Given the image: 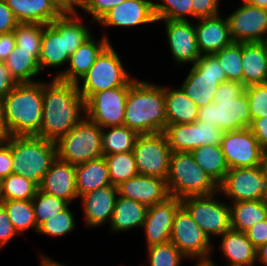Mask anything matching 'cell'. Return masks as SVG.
I'll return each instance as SVG.
<instances>
[{"label": "cell", "mask_w": 267, "mask_h": 266, "mask_svg": "<svg viewBox=\"0 0 267 266\" xmlns=\"http://www.w3.org/2000/svg\"><path fill=\"white\" fill-rule=\"evenodd\" d=\"M9 137V133L5 127L3 120V104L2 99H0V141H5Z\"/></svg>", "instance_id": "obj_58"}, {"label": "cell", "mask_w": 267, "mask_h": 266, "mask_svg": "<svg viewBox=\"0 0 267 266\" xmlns=\"http://www.w3.org/2000/svg\"><path fill=\"white\" fill-rule=\"evenodd\" d=\"M62 10V0H51Z\"/></svg>", "instance_id": "obj_64"}, {"label": "cell", "mask_w": 267, "mask_h": 266, "mask_svg": "<svg viewBox=\"0 0 267 266\" xmlns=\"http://www.w3.org/2000/svg\"><path fill=\"white\" fill-rule=\"evenodd\" d=\"M39 190L72 203L78 198L75 166L57 157L42 178Z\"/></svg>", "instance_id": "obj_25"}, {"label": "cell", "mask_w": 267, "mask_h": 266, "mask_svg": "<svg viewBox=\"0 0 267 266\" xmlns=\"http://www.w3.org/2000/svg\"><path fill=\"white\" fill-rule=\"evenodd\" d=\"M219 0H192L193 18L212 17L219 13Z\"/></svg>", "instance_id": "obj_49"}, {"label": "cell", "mask_w": 267, "mask_h": 266, "mask_svg": "<svg viewBox=\"0 0 267 266\" xmlns=\"http://www.w3.org/2000/svg\"><path fill=\"white\" fill-rule=\"evenodd\" d=\"M111 42L97 56L95 63L77 83V88L86 102L94 93L129 86L130 77ZM81 83V84H80Z\"/></svg>", "instance_id": "obj_8"}, {"label": "cell", "mask_w": 267, "mask_h": 266, "mask_svg": "<svg viewBox=\"0 0 267 266\" xmlns=\"http://www.w3.org/2000/svg\"><path fill=\"white\" fill-rule=\"evenodd\" d=\"M102 128L86 116L56 142L57 157L74 166L103 157Z\"/></svg>", "instance_id": "obj_9"}, {"label": "cell", "mask_w": 267, "mask_h": 266, "mask_svg": "<svg viewBox=\"0 0 267 266\" xmlns=\"http://www.w3.org/2000/svg\"><path fill=\"white\" fill-rule=\"evenodd\" d=\"M75 180L78 198L88 192L111 185L104 156L75 166Z\"/></svg>", "instance_id": "obj_30"}, {"label": "cell", "mask_w": 267, "mask_h": 266, "mask_svg": "<svg viewBox=\"0 0 267 266\" xmlns=\"http://www.w3.org/2000/svg\"><path fill=\"white\" fill-rule=\"evenodd\" d=\"M85 2L86 0H62V11L64 13L78 12L76 8H82Z\"/></svg>", "instance_id": "obj_57"}, {"label": "cell", "mask_w": 267, "mask_h": 266, "mask_svg": "<svg viewBox=\"0 0 267 266\" xmlns=\"http://www.w3.org/2000/svg\"><path fill=\"white\" fill-rule=\"evenodd\" d=\"M147 249L149 266H180L186 258L171 241Z\"/></svg>", "instance_id": "obj_44"}, {"label": "cell", "mask_w": 267, "mask_h": 266, "mask_svg": "<svg viewBox=\"0 0 267 266\" xmlns=\"http://www.w3.org/2000/svg\"><path fill=\"white\" fill-rule=\"evenodd\" d=\"M262 201L267 205V176L265 179V187H264V193H263Z\"/></svg>", "instance_id": "obj_63"}, {"label": "cell", "mask_w": 267, "mask_h": 266, "mask_svg": "<svg viewBox=\"0 0 267 266\" xmlns=\"http://www.w3.org/2000/svg\"><path fill=\"white\" fill-rule=\"evenodd\" d=\"M104 158L108 166L111 185L113 186H119L139 174L132 151L104 155Z\"/></svg>", "instance_id": "obj_38"}, {"label": "cell", "mask_w": 267, "mask_h": 266, "mask_svg": "<svg viewBox=\"0 0 267 266\" xmlns=\"http://www.w3.org/2000/svg\"><path fill=\"white\" fill-rule=\"evenodd\" d=\"M266 176V161L259 166L229 169L218 185V193L231 202L262 200Z\"/></svg>", "instance_id": "obj_14"}, {"label": "cell", "mask_w": 267, "mask_h": 266, "mask_svg": "<svg viewBox=\"0 0 267 266\" xmlns=\"http://www.w3.org/2000/svg\"><path fill=\"white\" fill-rule=\"evenodd\" d=\"M213 55L223 68L227 81L243 84L242 43L233 42Z\"/></svg>", "instance_id": "obj_40"}, {"label": "cell", "mask_w": 267, "mask_h": 266, "mask_svg": "<svg viewBox=\"0 0 267 266\" xmlns=\"http://www.w3.org/2000/svg\"><path fill=\"white\" fill-rule=\"evenodd\" d=\"M13 173L20 174L38 187L57 158L56 143L37 136H9Z\"/></svg>", "instance_id": "obj_6"}, {"label": "cell", "mask_w": 267, "mask_h": 266, "mask_svg": "<svg viewBox=\"0 0 267 266\" xmlns=\"http://www.w3.org/2000/svg\"><path fill=\"white\" fill-rule=\"evenodd\" d=\"M198 21L195 24V33L201 55H212L233 43L227 18L218 14L200 18Z\"/></svg>", "instance_id": "obj_22"}, {"label": "cell", "mask_w": 267, "mask_h": 266, "mask_svg": "<svg viewBox=\"0 0 267 266\" xmlns=\"http://www.w3.org/2000/svg\"><path fill=\"white\" fill-rule=\"evenodd\" d=\"M241 60L245 87L267 83V42L242 43Z\"/></svg>", "instance_id": "obj_28"}, {"label": "cell", "mask_w": 267, "mask_h": 266, "mask_svg": "<svg viewBox=\"0 0 267 266\" xmlns=\"http://www.w3.org/2000/svg\"><path fill=\"white\" fill-rule=\"evenodd\" d=\"M164 133L172 152H191L199 147L198 122L167 125Z\"/></svg>", "instance_id": "obj_36"}, {"label": "cell", "mask_w": 267, "mask_h": 266, "mask_svg": "<svg viewBox=\"0 0 267 266\" xmlns=\"http://www.w3.org/2000/svg\"><path fill=\"white\" fill-rule=\"evenodd\" d=\"M1 204L18 234L30 228L38 231L32 200H3Z\"/></svg>", "instance_id": "obj_37"}, {"label": "cell", "mask_w": 267, "mask_h": 266, "mask_svg": "<svg viewBox=\"0 0 267 266\" xmlns=\"http://www.w3.org/2000/svg\"><path fill=\"white\" fill-rule=\"evenodd\" d=\"M152 0H125L98 21L103 27H134L156 23Z\"/></svg>", "instance_id": "obj_20"}, {"label": "cell", "mask_w": 267, "mask_h": 266, "mask_svg": "<svg viewBox=\"0 0 267 266\" xmlns=\"http://www.w3.org/2000/svg\"><path fill=\"white\" fill-rule=\"evenodd\" d=\"M148 208V206L133 199L118 195L109 223L111 232H123L136 227L142 228Z\"/></svg>", "instance_id": "obj_29"}, {"label": "cell", "mask_w": 267, "mask_h": 266, "mask_svg": "<svg viewBox=\"0 0 267 266\" xmlns=\"http://www.w3.org/2000/svg\"><path fill=\"white\" fill-rule=\"evenodd\" d=\"M198 122L199 147L203 145H220L224 131L215 125Z\"/></svg>", "instance_id": "obj_48"}, {"label": "cell", "mask_w": 267, "mask_h": 266, "mask_svg": "<svg viewBox=\"0 0 267 266\" xmlns=\"http://www.w3.org/2000/svg\"><path fill=\"white\" fill-rule=\"evenodd\" d=\"M85 117V101L77 84L57 78L43 81V115L37 137L57 142Z\"/></svg>", "instance_id": "obj_1"}, {"label": "cell", "mask_w": 267, "mask_h": 266, "mask_svg": "<svg viewBox=\"0 0 267 266\" xmlns=\"http://www.w3.org/2000/svg\"><path fill=\"white\" fill-rule=\"evenodd\" d=\"M219 250L231 265L254 266L257 261L256 248L248 240L246 233L230 229L220 236Z\"/></svg>", "instance_id": "obj_27"}, {"label": "cell", "mask_w": 267, "mask_h": 266, "mask_svg": "<svg viewBox=\"0 0 267 266\" xmlns=\"http://www.w3.org/2000/svg\"><path fill=\"white\" fill-rule=\"evenodd\" d=\"M161 1V3H159ZM154 4V14L157 21H189L193 17L192 0H160Z\"/></svg>", "instance_id": "obj_41"}, {"label": "cell", "mask_w": 267, "mask_h": 266, "mask_svg": "<svg viewBox=\"0 0 267 266\" xmlns=\"http://www.w3.org/2000/svg\"><path fill=\"white\" fill-rule=\"evenodd\" d=\"M249 128L255 135L261 149L267 154V118L252 120Z\"/></svg>", "instance_id": "obj_53"}, {"label": "cell", "mask_w": 267, "mask_h": 266, "mask_svg": "<svg viewBox=\"0 0 267 266\" xmlns=\"http://www.w3.org/2000/svg\"><path fill=\"white\" fill-rule=\"evenodd\" d=\"M74 215L69 206L61 212H58L53 217L48 218L38 227V234L60 237L72 232L75 227Z\"/></svg>", "instance_id": "obj_45"}, {"label": "cell", "mask_w": 267, "mask_h": 266, "mask_svg": "<svg viewBox=\"0 0 267 266\" xmlns=\"http://www.w3.org/2000/svg\"><path fill=\"white\" fill-rule=\"evenodd\" d=\"M19 24L5 0H0V34L13 31Z\"/></svg>", "instance_id": "obj_52"}, {"label": "cell", "mask_w": 267, "mask_h": 266, "mask_svg": "<svg viewBox=\"0 0 267 266\" xmlns=\"http://www.w3.org/2000/svg\"><path fill=\"white\" fill-rule=\"evenodd\" d=\"M32 204L37 227L48 220V218L53 217L58 212H61L70 206L67 201L57 198L54 195L44 193L39 189L36 192L35 197L32 199Z\"/></svg>", "instance_id": "obj_42"}, {"label": "cell", "mask_w": 267, "mask_h": 266, "mask_svg": "<svg viewBox=\"0 0 267 266\" xmlns=\"http://www.w3.org/2000/svg\"><path fill=\"white\" fill-rule=\"evenodd\" d=\"M78 12L63 13L51 24L44 25L39 66L41 71L47 67L68 64L69 57L93 34L89 32Z\"/></svg>", "instance_id": "obj_3"}, {"label": "cell", "mask_w": 267, "mask_h": 266, "mask_svg": "<svg viewBox=\"0 0 267 266\" xmlns=\"http://www.w3.org/2000/svg\"><path fill=\"white\" fill-rule=\"evenodd\" d=\"M213 102L199 107L197 120L225 131L249 128L251 116L245 86L238 82L221 83Z\"/></svg>", "instance_id": "obj_5"}, {"label": "cell", "mask_w": 267, "mask_h": 266, "mask_svg": "<svg viewBox=\"0 0 267 266\" xmlns=\"http://www.w3.org/2000/svg\"><path fill=\"white\" fill-rule=\"evenodd\" d=\"M167 125L189 124L197 120L199 107L179 87L165 86Z\"/></svg>", "instance_id": "obj_31"}, {"label": "cell", "mask_w": 267, "mask_h": 266, "mask_svg": "<svg viewBox=\"0 0 267 266\" xmlns=\"http://www.w3.org/2000/svg\"><path fill=\"white\" fill-rule=\"evenodd\" d=\"M249 101L251 121L258 118H267V83L245 87Z\"/></svg>", "instance_id": "obj_46"}, {"label": "cell", "mask_w": 267, "mask_h": 266, "mask_svg": "<svg viewBox=\"0 0 267 266\" xmlns=\"http://www.w3.org/2000/svg\"><path fill=\"white\" fill-rule=\"evenodd\" d=\"M11 148L5 141H0V180L13 173Z\"/></svg>", "instance_id": "obj_54"}, {"label": "cell", "mask_w": 267, "mask_h": 266, "mask_svg": "<svg viewBox=\"0 0 267 266\" xmlns=\"http://www.w3.org/2000/svg\"><path fill=\"white\" fill-rule=\"evenodd\" d=\"M226 18L233 42H267V9L242 0L241 6Z\"/></svg>", "instance_id": "obj_17"}, {"label": "cell", "mask_w": 267, "mask_h": 266, "mask_svg": "<svg viewBox=\"0 0 267 266\" xmlns=\"http://www.w3.org/2000/svg\"><path fill=\"white\" fill-rule=\"evenodd\" d=\"M110 43L107 36L95 40L91 36L69 57L68 66L56 72L53 78L77 84L95 63L97 56Z\"/></svg>", "instance_id": "obj_23"}, {"label": "cell", "mask_w": 267, "mask_h": 266, "mask_svg": "<svg viewBox=\"0 0 267 266\" xmlns=\"http://www.w3.org/2000/svg\"><path fill=\"white\" fill-rule=\"evenodd\" d=\"M229 205L231 229L245 233L254 224L267 219V205L262 200L231 202Z\"/></svg>", "instance_id": "obj_33"}, {"label": "cell", "mask_w": 267, "mask_h": 266, "mask_svg": "<svg viewBox=\"0 0 267 266\" xmlns=\"http://www.w3.org/2000/svg\"><path fill=\"white\" fill-rule=\"evenodd\" d=\"M9 136H37L43 115V81L17 83L2 99Z\"/></svg>", "instance_id": "obj_4"}, {"label": "cell", "mask_w": 267, "mask_h": 266, "mask_svg": "<svg viewBox=\"0 0 267 266\" xmlns=\"http://www.w3.org/2000/svg\"><path fill=\"white\" fill-rule=\"evenodd\" d=\"M244 1L251 5L267 9V0H244Z\"/></svg>", "instance_id": "obj_61"}, {"label": "cell", "mask_w": 267, "mask_h": 266, "mask_svg": "<svg viewBox=\"0 0 267 266\" xmlns=\"http://www.w3.org/2000/svg\"><path fill=\"white\" fill-rule=\"evenodd\" d=\"M106 129H108L106 131ZM138 133L127 126L102 128L101 147L103 155L131 152Z\"/></svg>", "instance_id": "obj_35"}, {"label": "cell", "mask_w": 267, "mask_h": 266, "mask_svg": "<svg viewBox=\"0 0 267 266\" xmlns=\"http://www.w3.org/2000/svg\"><path fill=\"white\" fill-rule=\"evenodd\" d=\"M248 240L258 249L267 243V219L254 224L246 232Z\"/></svg>", "instance_id": "obj_51"}, {"label": "cell", "mask_w": 267, "mask_h": 266, "mask_svg": "<svg viewBox=\"0 0 267 266\" xmlns=\"http://www.w3.org/2000/svg\"><path fill=\"white\" fill-rule=\"evenodd\" d=\"M217 195L215 193L181 200L182 206L210 240L213 239L212 236L219 237L231 229L230 205L220 198L216 199Z\"/></svg>", "instance_id": "obj_11"}, {"label": "cell", "mask_w": 267, "mask_h": 266, "mask_svg": "<svg viewBox=\"0 0 267 266\" xmlns=\"http://www.w3.org/2000/svg\"><path fill=\"white\" fill-rule=\"evenodd\" d=\"M129 86L94 93L85 102V116L101 128L124 125Z\"/></svg>", "instance_id": "obj_16"}, {"label": "cell", "mask_w": 267, "mask_h": 266, "mask_svg": "<svg viewBox=\"0 0 267 266\" xmlns=\"http://www.w3.org/2000/svg\"><path fill=\"white\" fill-rule=\"evenodd\" d=\"M118 195L124 196L148 207L164 202L169 196L166 180L156 176L136 175L121 183Z\"/></svg>", "instance_id": "obj_21"}, {"label": "cell", "mask_w": 267, "mask_h": 266, "mask_svg": "<svg viewBox=\"0 0 267 266\" xmlns=\"http://www.w3.org/2000/svg\"><path fill=\"white\" fill-rule=\"evenodd\" d=\"M16 38L14 32L0 34V61L4 62L10 52L15 48Z\"/></svg>", "instance_id": "obj_56"}, {"label": "cell", "mask_w": 267, "mask_h": 266, "mask_svg": "<svg viewBox=\"0 0 267 266\" xmlns=\"http://www.w3.org/2000/svg\"><path fill=\"white\" fill-rule=\"evenodd\" d=\"M220 145L229 169L259 166L266 161L267 154L250 128L225 131Z\"/></svg>", "instance_id": "obj_15"}, {"label": "cell", "mask_w": 267, "mask_h": 266, "mask_svg": "<svg viewBox=\"0 0 267 266\" xmlns=\"http://www.w3.org/2000/svg\"><path fill=\"white\" fill-rule=\"evenodd\" d=\"M227 81L218 59L212 55H201L187 74L180 88L198 106L213 102L214 94L221 83Z\"/></svg>", "instance_id": "obj_10"}, {"label": "cell", "mask_w": 267, "mask_h": 266, "mask_svg": "<svg viewBox=\"0 0 267 266\" xmlns=\"http://www.w3.org/2000/svg\"><path fill=\"white\" fill-rule=\"evenodd\" d=\"M17 235L4 206L0 204V249Z\"/></svg>", "instance_id": "obj_50"}, {"label": "cell", "mask_w": 267, "mask_h": 266, "mask_svg": "<svg viewBox=\"0 0 267 266\" xmlns=\"http://www.w3.org/2000/svg\"><path fill=\"white\" fill-rule=\"evenodd\" d=\"M3 202L2 198V189H1V180H0V204Z\"/></svg>", "instance_id": "obj_65"}, {"label": "cell", "mask_w": 267, "mask_h": 266, "mask_svg": "<svg viewBox=\"0 0 267 266\" xmlns=\"http://www.w3.org/2000/svg\"><path fill=\"white\" fill-rule=\"evenodd\" d=\"M257 262L262 263L264 266H267V243L260 246L257 250Z\"/></svg>", "instance_id": "obj_59"}, {"label": "cell", "mask_w": 267, "mask_h": 266, "mask_svg": "<svg viewBox=\"0 0 267 266\" xmlns=\"http://www.w3.org/2000/svg\"><path fill=\"white\" fill-rule=\"evenodd\" d=\"M132 152L140 175L166 180L172 151L164 132L139 134Z\"/></svg>", "instance_id": "obj_12"}, {"label": "cell", "mask_w": 267, "mask_h": 266, "mask_svg": "<svg viewBox=\"0 0 267 266\" xmlns=\"http://www.w3.org/2000/svg\"><path fill=\"white\" fill-rule=\"evenodd\" d=\"M19 23L51 24L64 12L51 0H5Z\"/></svg>", "instance_id": "obj_26"}, {"label": "cell", "mask_w": 267, "mask_h": 266, "mask_svg": "<svg viewBox=\"0 0 267 266\" xmlns=\"http://www.w3.org/2000/svg\"><path fill=\"white\" fill-rule=\"evenodd\" d=\"M125 0H86L82 9L93 18L92 23L98 22L106 12Z\"/></svg>", "instance_id": "obj_47"}, {"label": "cell", "mask_w": 267, "mask_h": 266, "mask_svg": "<svg viewBox=\"0 0 267 266\" xmlns=\"http://www.w3.org/2000/svg\"><path fill=\"white\" fill-rule=\"evenodd\" d=\"M170 241L188 259L201 261L212 258V241L183 206L175 214Z\"/></svg>", "instance_id": "obj_13"}, {"label": "cell", "mask_w": 267, "mask_h": 266, "mask_svg": "<svg viewBox=\"0 0 267 266\" xmlns=\"http://www.w3.org/2000/svg\"><path fill=\"white\" fill-rule=\"evenodd\" d=\"M3 200H32L39 187L26 177L11 173L1 180Z\"/></svg>", "instance_id": "obj_39"}, {"label": "cell", "mask_w": 267, "mask_h": 266, "mask_svg": "<svg viewBox=\"0 0 267 266\" xmlns=\"http://www.w3.org/2000/svg\"><path fill=\"white\" fill-rule=\"evenodd\" d=\"M212 260H201L197 261L195 266H217Z\"/></svg>", "instance_id": "obj_62"}, {"label": "cell", "mask_w": 267, "mask_h": 266, "mask_svg": "<svg viewBox=\"0 0 267 266\" xmlns=\"http://www.w3.org/2000/svg\"><path fill=\"white\" fill-rule=\"evenodd\" d=\"M16 84L5 63L0 61V99H3Z\"/></svg>", "instance_id": "obj_55"}, {"label": "cell", "mask_w": 267, "mask_h": 266, "mask_svg": "<svg viewBox=\"0 0 267 266\" xmlns=\"http://www.w3.org/2000/svg\"><path fill=\"white\" fill-rule=\"evenodd\" d=\"M44 25L40 23H19L13 30L16 45L20 50L41 51Z\"/></svg>", "instance_id": "obj_43"}, {"label": "cell", "mask_w": 267, "mask_h": 266, "mask_svg": "<svg viewBox=\"0 0 267 266\" xmlns=\"http://www.w3.org/2000/svg\"><path fill=\"white\" fill-rule=\"evenodd\" d=\"M118 197L117 186L108 185L80 196L87 227L110 223Z\"/></svg>", "instance_id": "obj_24"}, {"label": "cell", "mask_w": 267, "mask_h": 266, "mask_svg": "<svg viewBox=\"0 0 267 266\" xmlns=\"http://www.w3.org/2000/svg\"><path fill=\"white\" fill-rule=\"evenodd\" d=\"M165 24L168 46L175 63L194 65L201 57L197 46L195 24L190 21H162Z\"/></svg>", "instance_id": "obj_19"}, {"label": "cell", "mask_w": 267, "mask_h": 266, "mask_svg": "<svg viewBox=\"0 0 267 266\" xmlns=\"http://www.w3.org/2000/svg\"><path fill=\"white\" fill-rule=\"evenodd\" d=\"M40 265L41 266H66L59 263L58 261L52 260V258L47 257L46 255L40 254Z\"/></svg>", "instance_id": "obj_60"}, {"label": "cell", "mask_w": 267, "mask_h": 266, "mask_svg": "<svg viewBox=\"0 0 267 266\" xmlns=\"http://www.w3.org/2000/svg\"><path fill=\"white\" fill-rule=\"evenodd\" d=\"M181 206V200L170 196L164 202L148 208L142 227L145 231L147 247L170 241L173 220Z\"/></svg>", "instance_id": "obj_18"}, {"label": "cell", "mask_w": 267, "mask_h": 266, "mask_svg": "<svg viewBox=\"0 0 267 266\" xmlns=\"http://www.w3.org/2000/svg\"><path fill=\"white\" fill-rule=\"evenodd\" d=\"M166 185L169 196L179 200L218 193V185L196 163L191 152H172Z\"/></svg>", "instance_id": "obj_7"}, {"label": "cell", "mask_w": 267, "mask_h": 266, "mask_svg": "<svg viewBox=\"0 0 267 266\" xmlns=\"http://www.w3.org/2000/svg\"><path fill=\"white\" fill-rule=\"evenodd\" d=\"M191 153L202 170L219 185L229 171L221 145H203L193 149Z\"/></svg>", "instance_id": "obj_34"}, {"label": "cell", "mask_w": 267, "mask_h": 266, "mask_svg": "<svg viewBox=\"0 0 267 266\" xmlns=\"http://www.w3.org/2000/svg\"><path fill=\"white\" fill-rule=\"evenodd\" d=\"M40 54L41 51L20 50V47L15 45L4 63L17 83L37 82L33 77L41 73L38 62Z\"/></svg>", "instance_id": "obj_32"}, {"label": "cell", "mask_w": 267, "mask_h": 266, "mask_svg": "<svg viewBox=\"0 0 267 266\" xmlns=\"http://www.w3.org/2000/svg\"><path fill=\"white\" fill-rule=\"evenodd\" d=\"M124 126L138 134L164 132L167 126L165 86L135 78L127 93Z\"/></svg>", "instance_id": "obj_2"}]
</instances>
